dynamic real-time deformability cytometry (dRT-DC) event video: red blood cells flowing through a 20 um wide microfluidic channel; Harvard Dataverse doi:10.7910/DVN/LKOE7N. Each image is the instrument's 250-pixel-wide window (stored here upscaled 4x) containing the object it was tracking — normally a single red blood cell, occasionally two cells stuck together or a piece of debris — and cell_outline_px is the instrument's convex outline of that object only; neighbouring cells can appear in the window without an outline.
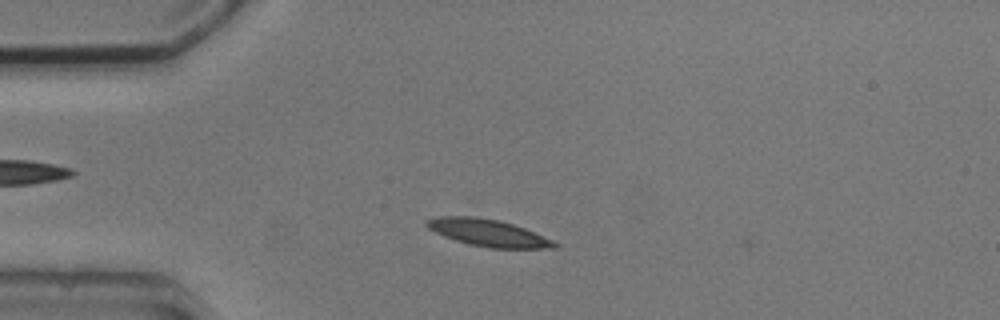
{"species": "common noctule bat (a hibernating species)", "species_latin": "Nyctalus noctula", "temperature_condition": "cold", "stored_images_in_passage": 6, "camera_frame_rate_fps": 3000, "um_per_image_px": 0.085, "animal": {"sex": "male", "body_mass_g": 20.5, "forearm_length_mm": 52.5}, "frame": {"image": 1, "passage_image": 2, "time_ms": 2.0, "image_size_px": [1000, 320], "cell_outline_px": [[560, 244], [556, 248], [492, 248], [468, 244], [444, 236], [428, 228], [424, 224], [428, 220], [440, 216], [476, 216], [500, 220], [524, 228], [552, 240]], "centroid_in_image_um": [41.49, 19.78], "position_along_channel_um": 43.5, "area_um2": 19.94}}